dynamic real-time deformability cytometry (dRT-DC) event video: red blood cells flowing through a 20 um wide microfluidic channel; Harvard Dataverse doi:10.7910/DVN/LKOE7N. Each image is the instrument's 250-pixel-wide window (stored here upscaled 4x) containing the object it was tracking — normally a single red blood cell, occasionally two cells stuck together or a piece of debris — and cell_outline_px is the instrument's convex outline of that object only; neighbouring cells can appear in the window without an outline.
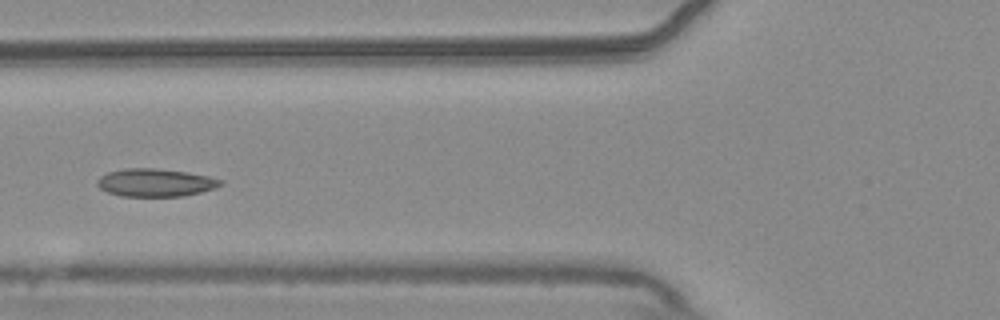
{"species": "common noctule bat (a hibernating species)", "species_latin": "Nyctalus noctula", "temperature_condition": "warm", "stored_images_in_passage": 53, "camera_frame_rate_fps": 3000, "um_per_image_px": 0.085, "animal": {"sex": "male", "body_mass_g": 20.4}, "frame": {"image": 1, "passage_image": 20, "time_ms": 6.333, "image_size_px": [1000, 320], "cell_outline_px": [[224, 184], [216, 188], [184, 196], [120, 196], [108, 192], [100, 188], [96, 184], [96, 180], [100, 176], [108, 172], [124, 168], [156, 168], [184, 172], [208, 176], [224, 180]], "centroid_in_image_um": [13.21, 15.52], "position_along_channel_um": 112.6, "area_um2": 20.11}}
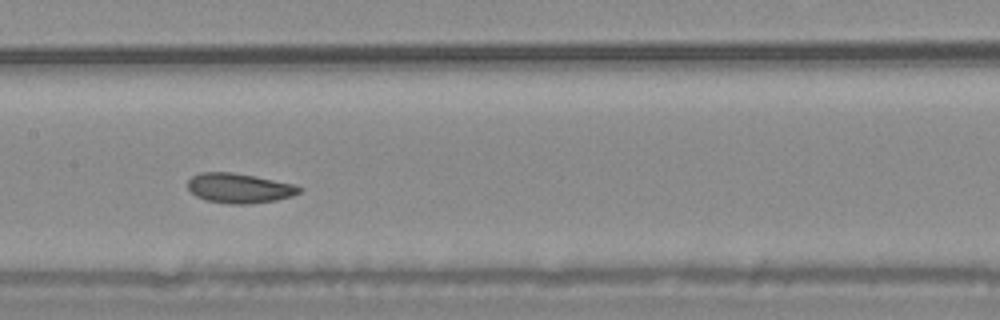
{"frame": {"image": 2, "passage_image": 26, "time_ms": 8.333, "image_size_px": [1000, 320], "cell_outline_px": [[304, 188], [300, 192], [292, 196], [276, 200], [248, 204], [228, 204], [204, 200], [196, 196], [188, 188], [188, 180], [192, 176], [200, 172], [232, 172], [292, 184]], "centroid_in_image_um": [20.31, 16.0], "position_along_channel_um": 187.1, "area_um2": 19.25}}
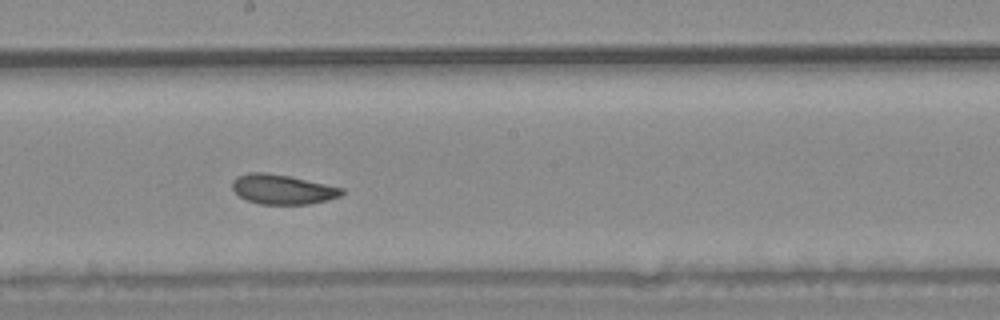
{"frame": {"image": 3, "passage_image": 29, "time_ms": 9.333, "image_size_px": [1000, 320], "cell_outline_px": [[344, 192], [340, 196], [328, 200], [308, 204], [260, 204], [248, 200], [240, 196], [232, 188], [232, 180], [236, 176], [248, 172], [264, 172], [288, 176], [344, 188]], "centroid_in_image_um": [24.0, 16.09], "position_along_channel_um": 224.2, "area_um2": 18.84}, "authors_computed_cell_mechanics": {"area_um2": 20.2878, "velocity_mm_per_s": 3.7155, "shape_relaxation_time_tau1_ms": 5.727, "shape_relaxation_time_tau2_ms": 3.5981, "deformation_change_tau1": 0.0972, "deformation_change_tau2": 0.0978}}